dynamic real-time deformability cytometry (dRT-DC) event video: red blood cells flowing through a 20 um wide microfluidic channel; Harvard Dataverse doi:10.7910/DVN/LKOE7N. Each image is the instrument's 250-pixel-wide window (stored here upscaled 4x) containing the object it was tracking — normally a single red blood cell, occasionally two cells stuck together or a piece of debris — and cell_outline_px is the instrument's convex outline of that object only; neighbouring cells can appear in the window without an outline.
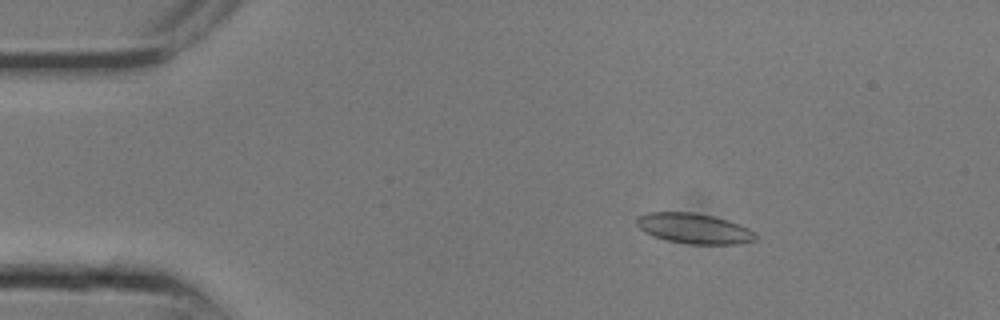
{"species": "common noctule bat (a hibernating species)", "species_latin": "Nyctalus noctula", "temperature_condition": "room temperature", "stored_images_in_passage": 18, "camera_frame_rate_fps": 3000, "um_per_image_px": 0.085, "animal": {"sex": "male", "body_mass_g": 13.3}, "frame": {"image": 1, "passage_image": 5, "time_ms": 1.333, "image_size_px": [1000, 320], "cell_outline_px": [[756, 240], [736, 244], [688, 244], [668, 240], [652, 236], [644, 232], [636, 224], [636, 216], [648, 212], [692, 212], [712, 216], [728, 220], [748, 228], [756, 232]], "centroid_in_image_um": [58.97, 19.42], "position_along_channel_um": 26.0, "area_um2": 21.04}}
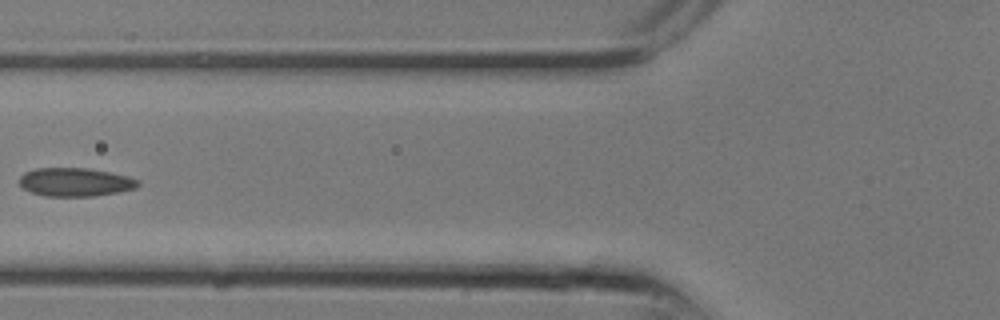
{"frame": {"image": 2, "passage_image": 11, "time_ms": 3.333, "image_size_px": [1000, 320], "cell_outline_px": [[140, 184], [136, 188], [116, 192], [92, 196], [44, 196], [32, 192], [24, 188], [20, 184], [20, 176], [24, 172], [36, 168], [88, 168], [128, 176], [140, 180]], "centroid_in_image_um": [6.4, 15.47], "position_along_channel_um": 119.4, "area_um2": 19.59}}
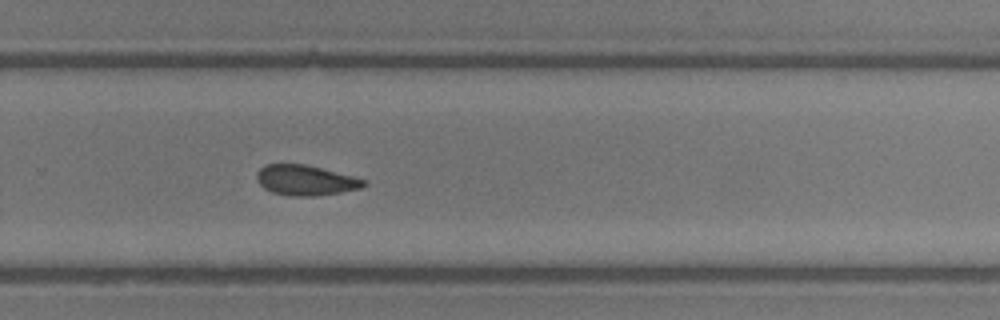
{"frame": {"image": 3, "passage_image": 18, "time_ms": 5.667, "image_size_px": [1000, 320], "cell_outline_px": [[368, 184], [360, 188], [340, 192], [312, 196], [292, 196], [272, 192], [264, 188], [256, 180], [256, 172], [264, 164], [304, 164], [368, 180]], "centroid_in_image_um": [25.95, 15.32], "position_along_channel_um": 303.9, "area_um2": 18.79}}